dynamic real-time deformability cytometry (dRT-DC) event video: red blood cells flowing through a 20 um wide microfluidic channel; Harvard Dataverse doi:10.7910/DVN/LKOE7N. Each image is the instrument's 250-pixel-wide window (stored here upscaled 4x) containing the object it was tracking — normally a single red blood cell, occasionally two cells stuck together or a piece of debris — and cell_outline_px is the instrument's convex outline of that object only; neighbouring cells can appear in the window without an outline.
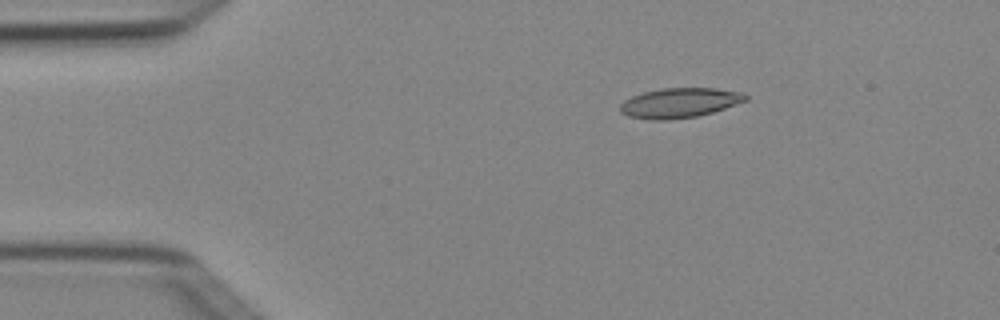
{"species": "Egyptian fruit bat (a non-hibernating species)", "species_latin": "Rousettus aegyptiacus", "temperature_condition": "cold", "stored_images_in_passage": 6, "camera_frame_rate_fps": 3000, "um_per_image_px": 0.085, "animal": {"sex": "female"}, "frame": {"image": 1, "passage_image": 1, "time_ms": 0.0, "image_size_px": [1000, 320], "cell_outline_px": [[748, 100], [712, 112], [696, 116], [668, 120], [652, 120], [628, 116], [620, 112], [620, 104], [624, 100], [632, 96], [644, 92], [664, 88], [716, 88], [744, 92], [748, 96]], "centroid_in_image_um": [57.77, 8.74], "position_along_channel_um": 27.2, "area_um2": 21.79}}
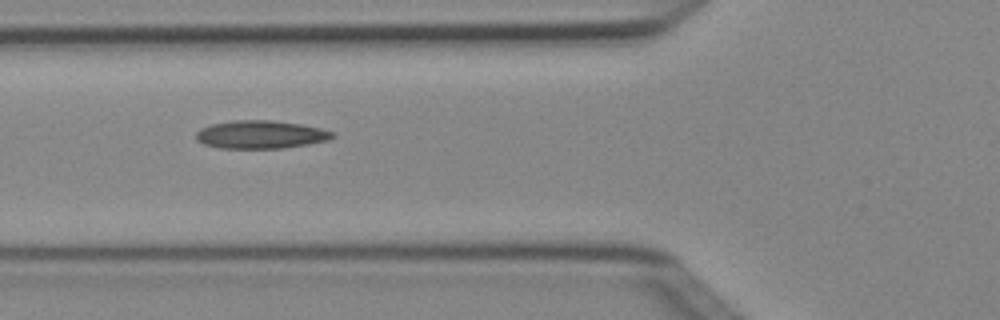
{"frame": {"image": 2, "passage_image": 4, "time_ms": 1.0, "image_size_px": [1000, 320], "cell_outline_px": [[336, 136], [328, 140], [308, 144], [284, 148], [220, 148], [204, 144], [196, 140], [196, 132], [200, 128], [212, 124], [232, 120], [272, 120], [300, 124], [320, 128], [336, 132]], "centroid_in_image_um": [22.17, 11.43], "position_along_channel_um": 103.6, "area_um2": 22.43}}
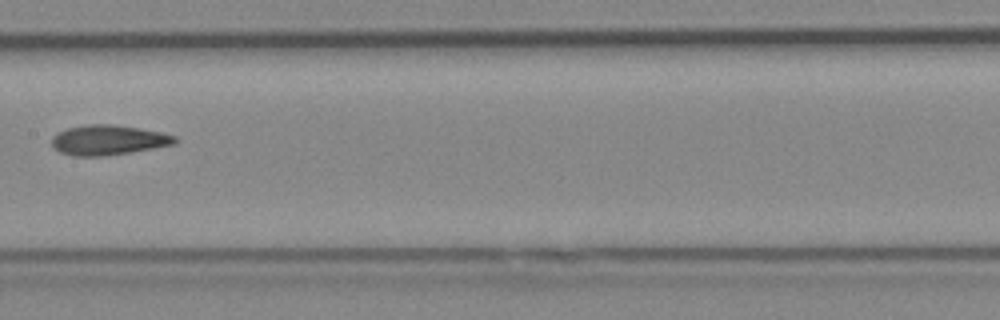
{"frame": {"image": 3, "passage_image": 6, "time_ms": 1.667, "image_size_px": [1000, 320], "cell_outline_px": [[180, 140], [176, 144], [104, 156], [72, 156], [60, 152], [52, 148], [52, 136], [56, 132], [68, 128], [88, 124], [112, 124], [160, 132], [176, 136]], "centroid_in_image_um": [9.17, 11.9], "position_along_channel_um": 198.2, "area_um2": 21.5}}